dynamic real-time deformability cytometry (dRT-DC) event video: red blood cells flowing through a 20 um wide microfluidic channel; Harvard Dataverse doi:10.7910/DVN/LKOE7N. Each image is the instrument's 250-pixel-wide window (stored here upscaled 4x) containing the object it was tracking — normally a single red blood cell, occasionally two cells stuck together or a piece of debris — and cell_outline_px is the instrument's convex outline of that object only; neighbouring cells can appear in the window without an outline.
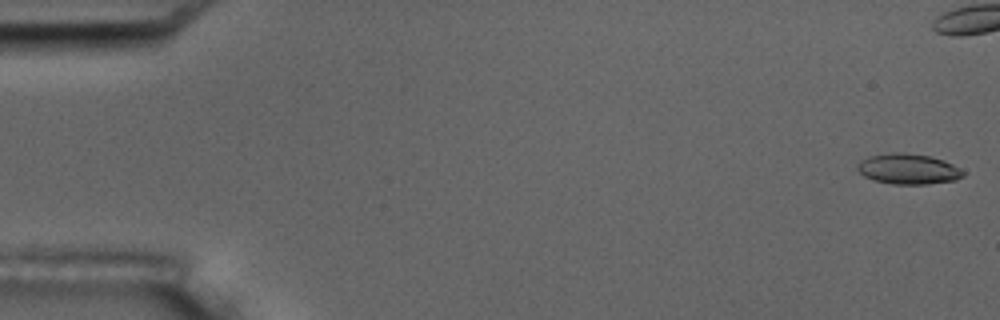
{"species": "common noctule bat (a hibernating species)", "species_latin": "Nyctalus noctula", "temperature_condition": "room temperature", "stored_images_in_passage": 6, "camera_frame_rate_fps": 3000, "um_per_image_px": 0.085, "animal": {"sex": "male", "body_mass_g": 17.5, "forearm_length_mm": 52.3}, "frame": {"image": 1, "passage_image": 6, "time_ms": 6.667, "image_size_px": [1000, 320], "cell_outline_px": [[964, 176], [956, 180], [928, 184], [892, 184], [872, 180], [864, 176], [856, 168], [860, 160], [868, 156], [892, 152], [904, 152], [928, 156], [944, 160], [952, 164], [964, 172]], "centroid_in_image_um": [77.17, 14.36], "position_along_channel_um": 7.8, "area_um2": 18.84}}